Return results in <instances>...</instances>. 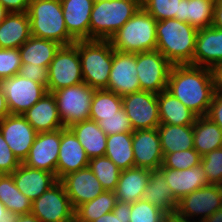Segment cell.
<instances>
[{
    "instance_id": "obj_1",
    "label": "cell",
    "mask_w": 222,
    "mask_h": 222,
    "mask_svg": "<svg viewBox=\"0 0 222 222\" xmlns=\"http://www.w3.org/2000/svg\"><path fill=\"white\" fill-rule=\"evenodd\" d=\"M166 90L198 117L206 116L214 95L210 68L173 65Z\"/></svg>"
},
{
    "instance_id": "obj_2",
    "label": "cell",
    "mask_w": 222,
    "mask_h": 222,
    "mask_svg": "<svg viewBox=\"0 0 222 222\" xmlns=\"http://www.w3.org/2000/svg\"><path fill=\"white\" fill-rule=\"evenodd\" d=\"M197 33L189 23L175 18L157 21L156 50L172 65H193Z\"/></svg>"
},
{
    "instance_id": "obj_3",
    "label": "cell",
    "mask_w": 222,
    "mask_h": 222,
    "mask_svg": "<svg viewBox=\"0 0 222 222\" xmlns=\"http://www.w3.org/2000/svg\"><path fill=\"white\" fill-rule=\"evenodd\" d=\"M27 14L31 36L52 40L62 46L76 42L66 29L60 0H31Z\"/></svg>"
},
{
    "instance_id": "obj_4",
    "label": "cell",
    "mask_w": 222,
    "mask_h": 222,
    "mask_svg": "<svg viewBox=\"0 0 222 222\" xmlns=\"http://www.w3.org/2000/svg\"><path fill=\"white\" fill-rule=\"evenodd\" d=\"M140 7L138 0H95L90 15V40H110Z\"/></svg>"
},
{
    "instance_id": "obj_5",
    "label": "cell",
    "mask_w": 222,
    "mask_h": 222,
    "mask_svg": "<svg viewBox=\"0 0 222 222\" xmlns=\"http://www.w3.org/2000/svg\"><path fill=\"white\" fill-rule=\"evenodd\" d=\"M156 24L143 7L131 17L109 40L113 49L138 53L156 50Z\"/></svg>"
},
{
    "instance_id": "obj_6",
    "label": "cell",
    "mask_w": 222,
    "mask_h": 222,
    "mask_svg": "<svg viewBox=\"0 0 222 222\" xmlns=\"http://www.w3.org/2000/svg\"><path fill=\"white\" fill-rule=\"evenodd\" d=\"M83 82L107 89L114 49L109 40H78Z\"/></svg>"
},
{
    "instance_id": "obj_7",
    "label": "cell",
    "mask_w": 222,
    "mask_h": 222,
    "mask_svg": "<svg viewBox=\"0 0 222 222\" xmlns=\"http://www.w3.org/2000/svg\"><path fill=\"white\" fill-rule=\"evenodd\" d=\"M95 88L86 83L54 91L58 115L64 128L90 119V108Z\"/></svg>"
},
{
    "instance_id": "obj_8",
    "label": "cell",
    "mask_w": 222,
    "mask_h": 222,
    "mask_svg": "<svg viewBox=\"0 0 222 222\" xmlns=\"http://www.w3.org/2000/svg\"><path fill=\"white\" fill-rule=\"evenodd\" d=\"M83 83L78 41L72 45L61 46L48 67L47 91Z\"/></svg>"
},
{
    "instance_id": "obj_9",
    "label": "cell",
    "mask_w": 222,
    "mask_h": 222,
    "mask_svg": "<svg viewBox=\"0 0 222 222\" xmlns=\"http://www.w3.org/2000/svg\"><path fill=\"white\" fill-rule=\"evenodd\" d=\"M172 66L158 50L136 53L140 91L159 94L166 90Z\"/></svg>"
},
{
    "instance_id": "obj_10",
    "label": "cell",
    "mask_w": 222,
    "mask_h": 222,
    "mask_svg": "<svg viewBox=\"0 0 222 222\" xmlns=\"http://www.w3.org/2000/svg\"><path fill=\"white\" fill-rule=\"evenodd\" d=\"M0 86L5 94L10 114L22 115L48 92L45 85L19 74L0 80Z\"/></svg>"
},
{
    "instance_id": "obj_11",
    "label": "cell",
    "mask_w": 222,
    "mask_h": 222,
    "mask_svg": "<svg viewBox=\"0 0 222 222\" xmlns=\"http://www.w3.org/2000/svg\"><path fill=\"white\" fill-rule=\"evenodd\" d=\"M31 213L41 222H74V209L59 180L32 202Z\"/></svg>"
},
{
    "instance_id": "obj_12",
    "label": "cell",
    "mask_w": 222,
    "mask_h": 222,
    "mask_svg": "<svg viewBox=\"0 0 222 222\" xmlns=\"http://www.w3.org/2000/svg\"><path fill=\"white\" fill-rule=\"evenodd\" d=\"M221 207L222 189L217 184H209L178 201L177 212L190 222H202Z\"/></svg>"
},
{
    "instance_id": "obj_13",
    "label": "cell",
    "mask_w": 222,
    "mask_h": 222,
    "mask_svg": "<svg viewBox=\"0 0 222 222\" xmlns=\"http://www.w3.org/2000/svg\"><path fill=\"white\" fill-rule=\"evenodd\" d=\"M122 102L133 130L155 129L160 125L157 94L138 91L122 96Z\"/></svg>"
},
{
    "instance_id": "obj_14",
    "label": "cell",
    "mask_w": 222,
    "mask_h": 222,
    "mask_svg": "<svg viewBox=\"0 0 222 222\" xmlns=\"http://www.w3.org/2000/svg\"><path fill=\"white\" fill-rule=\"evenodd\" d=\"M107 90L121 97L140 91L136 53L114 50Z\"/></svg>"
},
{
    "instance_id": "obj_15",
    "label": "cell",
    "mask_w": 222,
    "mask_h": 222,
    "mask_svg": "<svg viewBox=\"0 0 222 222\" xmlns=\"http://www.w3.org/2000/svg\"><path fill=\"white\" fill-rule=\"evenodd\" d=\"M4 140L18 160L23 163L37 135L23 115L9 114L0 120Z\"/></svg>"
},
{
    "instance_id": "obj_16",
    "label": "cell",
    "mask_w": 222,
    "mask_h": 222,
    "mask_svg": "<svg viewBox=\"0 0 222 222\" xmlns=\"http://www.w3.org/2000/svg\"><path fill=\"white\" fill-rule=\"evenodd\" d=\"M60 141L61 129L37 133L23 164L31 168L48 171L56 176Z\"/></svg>"
},
{
    "instance_id": "obj_17",
    "label": "cell",
    "mask_w": 222,
    "mask_h": 222,
    "mask_svg": "<svg viewBox=\"0 0 222 222\" xmlns=\"http://www.w3.org/2000/svg\"><path fill=\"white\" fill-rule=\"evenodd\" d=\"M59 181L63 184L74 210L105 191L89 167L69 173Z\"/></svg>"
},
{
    "instance_id": "obj_18",
    "label": "cell",
    "mask_w": 222,
    "mask_h": 222,
    "mask_svg": "<svg viewBox=\"0 0 222 222\" xmlns=\"http://www.w3.org/2000/svg\"><path fill=\"white\" fill-rule=\"evenodd\" d=\"M132 148L135 167L158 170L162 166L163 153L157 128L134 130Z\"/></svg>"
},
{
    "instance_id": "obj_19",
    "label": "cell",
    "mask_w": 222,
    "mask_h": 222,
    "mask_svg": "<svg viewBox=\"0 0 222 222\" xmlns=\"http://www.w3.org/2000/svg\"><path fill=\"white\" fill-rule=\"evenodd\" d=\"M89 160L74 133L69 128H61L60 150L56 167L57 180L69 173L88 167Z\"/></svg>"
},
{
    "instance_id": "obj_20",
    "label": "cell",
    "mask_w": 222,
    "mask_h": 222,
    "mask_svg": "<svg viewBox=\"0 0 222 222\" xmlns=\"http://www.w3.org/2000/svg\"><path fill=\"white\" fill-rule=\"evenodd\" d=\"M68 33L76 40H90V15L95 0H60Z\"/></svg>"
},
{
    "instance_id": "obj_21",
    "label": "cell",
    "mask_w": 222,
    "mask_h": 222,
    "mask_svg": "<svg viewBox=\"0 0 222 222\" xmlns=\"http://www.w3.org/2000/svg\"><path fill=\"white\" fill-rule=\"evenodd\" d=\"M159 170L163 173L166 183L171 188L177 201H180L184 196L193 191L210 184L201 164L183 170L172 168H159Z\"/></svg>"
},
{
    "instance_id": "obj_22",
    "label": "cell",
    "mask_w": 222,
    "mask_h": 222,
    "mask_svg": "<svg viewBox=\"0 0 222 222\" xmlns=\"http://www.w3.org/2000/svg\"><path fill=\"white\" fill-rule=\"evenodd\" d=\"M11 175L17 189L32 202L58 181L53 173L23 163Z\"/></svg>"
},
{
    "instance_id": "obj_23",
    "label": "cell",
    "mask_w": 222,
    "mask_h": 222,
    "mask_svg": "<svg viewBox=\"0 0 222 222\" xmlns=\"http://www.w3.org/2000/svg\"><path fill=\"white\" fill-rule=\"evenodd\" d=\"M222 62V29L214 26L198 30L193 65L211 68Z\"/></svg>"
},
{
    "instance_id": "obj_24",
    "label": "cell",
    "mask_w": 222,
    "mask_h": 222,
    "mask_svg": "<svg viewBox=\"0 0 222 222\" xmlns=\"http://www.w3.org/2000/svg\"><path fill=\"white\" fill-rule=\"evenodd\" d=\"M22 115L37 133L64 128L58 115L55 96L49 92Z\"/></svg>"
},
{
    "instance_id": "obj_25",
    "label": "cell",
    "mask_w": 222,
    "mask_h": 222,
    "mask_svg": "<svg viewBox=\"0 0 222 222\" xmlns=\"http://www.w3.org/2000/svg\"><path fill=\"white\" fill-rule=\"evenodd\" d=\"M149 176L150 170L146 168L133 167L122 170L114 191L117 201L132 204L143 199Z\"/></svg>"
},
{
    "instance_id": "obj_26",
    "label": "cell",
    "mask_w": 222,
    "mask_h": 222,
    "mask_svg": "<svg viewBox=\"0 0 222 222\" xmlns=\"http://www.w3.org/2000/svg\"><path fill=\"white\" fill-rule=\"evenodd\" d=\"M30 37L27 12H11L0 24V48H19Z\"/></svg>"
},
{
    "instance_id": "obj_27",
    "label": "cell",
    "mask_w": 222,
    "mask_h": 222,
    "mask_svg": "<svg viewBox=\"0 0 222 222\" xmlns=\"http://www.w3.org/2000/svg\"><path fill=\"white\" fill-rule=\"evenodd\" d=\"M69 129L77 137L89 159L105 156L107 135L96 121L84 120Z\"/></svg>"
},
{
    "instance_id": "obj_28",
    "label": "cell",
    "mask_w": 222,
    "mask_h": 222,
    "mask_svg": "<svg viewBox=\"0 0 222 222\" xmlns=\"http://www.w3.org/2000/svg\"><path fill=\"white\" fill-rule=\"evenodd\" d=\"M160 124L194 125L198 117L167 90L157 94Z\"/></svg>"
},
{
    "instance_id": "obj_29",
    "label": "cell",
    "mask_w": 222,
    "mask_h": 222,
    "mask_svg": "<svg viewBox=\"0 0 222 222\" xmlns=\"http://www.w3.org/2000/svg\"><path fill=\"white\" fill-rule=\"evenodd\" d=\"M61 46L55 41L31 36L19 47L21 64L30 63L31 66L49 67Z\"/></svg>"
},
{
    "instance_id": "obj_30",
    "label": "cell",
    "mask_w": 222,
    "mask_h": 222,
    "mask_svg": "<svg viewBox=\"0 0 222 222\" xmlns=\"http://www.w3.org/2000/svg\"><path fill=\"white\" fill-rule=\"evenodd\" d=\"M143 199L166 213L177 211L178 201L174 198L171 188L159 169L150 170L149 181L144 191Z\"/></svg>"
},
{
    "instance_id": "obj_31",
    "label": "cell",
    "mask_w": 222,
    "mask_h": 222,
    "mask_svg": "<svg viewBox=\"0 0 222 222\" xmlns=\"http://www.w3.org/2000/svg\"><path fill=\"white\" fill-rule=\"evenodd\" d=\"M157 130L163 154L194 148L193 125L160 124Z\"/></svg>"
},
{
    "instance_id": "obj_32",
    "label": "cell",
    "mask_w": 222,
    "mask_h": 222,
    "mask_svg": "<svg viewBox=\"0 0 222 222\" xmlns=\"http://www.w3.org/2000/svg\"><path fill=\"white\" fill-rule=\"evenodd\" d=\"M194 149L201 155L222 147V129L207 116H199L193 125Z\"/></svg>"
},
{
    "instance_id": "obj_33",
    "label": "cell",
    "mask_w": 222,
    "mask_h": 222,
    "mask_svg": "<svg viewBox=\"0 0 222 222\" xmlns=\"http://www.w3.org/2000/svg\"><path fill=\"white\" fill-rule=\"evenodd\" d=\"M215 0H181L179 21L187 22L197 30L213 24Z\"/></svg>"
},
{
    "instance_id": "obj_34",
    "label": "cell",
    "mask_w": 222,
    "mask_h": 222,
    "mask_svg": "<svg viewBox=\"0 0 222 222\" xmlns=\"http://www.w3.org/2000/svg\"><path fill=\"white\" fill-rule=\"evenodd\" d=\"M105 156L121 171L135 167L132 148V132H124L107 136Z\"/></svg>"
},
{
    "instance_id": "obj_35",
    "label": "cell",
    "mask_w": 222,
    "mask_h": 222,
    "mask_svg": "<svg viewBox=\"0 0 222 222\" xmlns=\"http://www.w3.org/2000/svg\"><path fill=\"white\" fill-rule=\"evenodd\" d=\"M0 201L14 214L31 213L32 201L17 189L11 174L0 175Z\"/></svg>"
},
{
    "instance_id": "obj_36",
    "label": "cell",
    "mask_w": 222,
    "mask_h": 222,
    "mask_svg": "<svg viewBox=\"0 0 222 222\" xmlns=\"http://www.w3.org/2000/svg\"><path fill=\"white\" fill-rule=\"evenodd\" d=\"M117 202L115 193L104 191L95 199L85 202L74 210V222H93L113 211Z\"/></svg>"
},
{
    "instance_id": "obj_37",
    "label": "cell",
    "mask_w": 222,
    "mask_h": 222,
    "mask_svg": "<svg viewBox=\"0 0 222 222\" xmlns=\"http://www.w3.org/2000/svg\"><path fill=\"white\" fill-rule=\"evenodd\" d=\"M123 108L122 97L107 89H96L90 108V120L97 123L102 117H110Z\"/></svg>"
},
{
    "instance_id": "obj_38",
    "label": "cell",
    "mask_w": 222,
    "mask_h": 222,
    "mask_svg": "<svg viewBox=\"0 0 222 222\" xmlns=\"http://www.w3.org/2000/svg\"><path fill=\"white\" fill-rule=\"evenodd\" d=\"M89 169L95 174L105 191L114 192L121 170L106 156L89 160Z\"/></svg>"
},
{
    "instance_id": "obj_39",
    "label": "cell",
    "mask_w": 222,
    "mask_h": 222,
    "mask_svg": "<svg viewBox=\"0 0 222 222\" xmlns=\"http://www.w3.org/2000/svg\"><path fill=\"white\" fill-rule=\"evenodd\" d=\"M180 1L144 0L141 6L157 21L174 18L179 20Z\"/></svg>"
},
{
    "instance_id": "obj_40",
    "label": "cell",
    "mask_w": 222,
    "mask_h": 222,
    "mask_svg": "<svg viewBox=\"0 0 222 222\" xmlns=\"http://www.w3.org/2000/svg\"><path fill=\"white\" fill-rule=\"evenodd\" d=\"M201 155L193 148L185 151L163 154V162L160 168H172L183 170L200 164Z\"/></svg>"
},
{
    "instance_id": "obj_41",
    "label": "cell",
    "mask_w": 222,
    "mask_h": 222,
    "mask_svg": "<svg viewBox=\"0 0 222 222\" xmlns=\"http://www.w3.org/2000/svg\"><path fill=\"white\" fill-rule=\"evenodd\" d=\"M166 212L140 199L131 204L130 222H161Z\"/></svg>"
},
{
    "instance_id": "obj_42",
    "label": "cell",
    "mask_w": 222,
    "mask_h": 222,
    "mask_svg": "<svg viewBox=\"0 0 222 222\" xmlns=\"http://www.w3.org/2000/svg\"><path fill=\"white\" fill-rule=\"evenodd\" d=\"M98 124L107 136L134 131L124 108L120 109V111L116 112L113 116L102 117V120L99 121Z\"/></svg>"
},
{
    "instance_id": "obj_43",
    "label": "cell",
    "mask_w": 222,
    "mask_h": 222,
    "mask_svg": "<svg viewBox=\"0 0 222 222\" xmlns=\"http://www.w3.org/2000/svg\"><path fill=\"white\" fill-rule=\"evenodd\" d=\"M200 164L210 184H218L222 177V147L206 153Z\"/></svg>"
},
{
    "instance_id": "obj_44",
    "label": "cell",
    "mask_w": 222,
    "mask_h": 222,
    "mask_svg": "<svg viewBox=\"0 0 222 222\" xmlns=\"http://www.w3.org/2000/svg\"><path fill=\"white\" fill-rule=\"evenodd\" d=\"M21 65L19 48H0V80L17 75Z\"/></svg>"
},
{
    "instance_id": "obj_45",
    "label": "cell",
    "mask_w": 222,
    "mask_h": 222,
    "mask_svg": "<svg viewBox=\"0 0 222 222\" xmlns=\"http://www.w3.org/2000/svg\"><path fill=\"white\" fill-rule=\"evenodd\" d=\"M21 164L4 140L0 130V175L13 173Z\"/></svg>"
},
{
    "instance_id": "obj_46",
    "label": "cell",
    "mask_w": 222,
    "mask_h": 222,
    "mask_svg": "<svg viewBox=\"0 0 222 222\" xmlns=\"http://www.w3.org/2000/svg\"><path fill=\"white\" fill-rule=\"evenodd\" d=\"M130 203L117 201L112 212L102 215L93 222H130Z\"/></svg>"
},
{
    "instance_id": "obj_47",
    "label": "cell",
    "mask_w": 222,
    "mask_h": 222,
    "mask_svg": "<svg viewBox=\"0 0 222 222\" xmlns=\"http://www.w3.org/2000/svg\"><path fill=\"white\" fill-rule=\"evenodd\" d=\"M18 74L47 87L48 67L31 66L30 63L22 64Z\"/></svg>"
},
{
    "instance_id": "obj_48",
    "label": "cell",
    "mask_w": 222,
    "mask_h": 222,
    "mask_svg": "<svg viewBox=\"0 0 222 222\" xmlns=\"http://www.w3.org/2000/svg\"><path fill=\"white\" fill-rule=\"evenodd\" d=\"M222 129V94L214 93L209 111L206 115Z\"/></svg>"
},
{
    "instance_id": "obj_49",
    "label": "cell",
    "mask_w": 222,
    "mask_h": 222,
    "mask_svg": "<svg viewBox=\"0 0 222 222\" xmlns=\"http://www.w3.org/2000/svg\"><path fill=\"white\" fill-rule=\"evenodd\" d=\"M31 0H0V3L11 12H27Z\"/></svg>"
},
{
    "instance_id": "obj_50",
    "label": "cell",
    "mask_w": 222,
    "mask_h": 222,
    "mask_svg": "<svg viewBox=\"0 0 222 222\" xmlns=\"http://www.w3.org/2000/svg\"><path fill=\"white\" fill-rule=\"evenodd\" d=\"M214 93L222 94V62L213 65L210 68Z\"/></svg>"
},
{
    "instance_id": "obj_51",
    "label": "cell",
    "mask_w": 222,
    "mask_h": 222,
    "mask_svg": "<svg viewBox=\"0 0 222 222\" xmlns=\"http://www.w3.org/2000/svg\"><path fill=\"white\" fill-rule=\"evenodd\" d=\"M212 26L222 29V0H215Z\"/></svg>"
},
{
    "instance_id": "obj_52",
    "label": "cell",
    "mask_w": 222,
    "mask_h": 222,
    "mask_svg": "<svg viewBox=\"0 0 222 222\" xmlns=\"http://www.w3.org/2000/svg\"><path fill=\"white\" fill-rule=\"evenodd\" d=\"M17 214L7 210L5 205L0 201V222H15Z\"/></svg>"
},
{
    "instance_id": "obj_53",
    "label": "cell",
    "mask_w": 222,
    "mask_h": 222,
    "mask_svg": "<svg viewBox=\"0 0 222 222\" xmlns=\"http://www.w3.org/2000/svg\"><path fill=\"white\" fill-rule=\"evenodd\" d=\"M161 222H190L177 211L166 213Z\"/></svg>"
},
{
    "instance_id": "obj_54",
    "label": "cell",
    "mask_w": 222,
    "mask_h": 222,
    "mask_svg": "<svg viewBox=\"0 0 222 222\" xmlns=\"http://www.w3.org/2000/svg\"><path fill=\"white\" fill-rule=\"evenodd\" d=\"M9 114H10V111L7 105L6 97L0 86V120L8 116Z\"/></svg>"
},
{
    "instance_id": "obj_55",
    "label": "cell",
    "mask_w": 222,
    "mask_h": 222,
    "mask_svg": "<svg viewBox=\"0 0 222 222\" xmlns=\"http://www.w3.org/2000/svg\"><path fill=\"white\" fill-rule=\"evenodd\" d=\"M15 222H41L34 214L18 215Z\"/></svg>"
},
{
    "instance_id": "obj_56",
    "label": "cell",
    "mask_w": 222,
    "mask_h": 222,
    "mask_svg": "<svg viewBox=\"0 0 222 222\" xmlns=\"http://www.w3.org/2000/svg\"><path fill=\"white\" fill-rule=\"evenodd\" d=\"M202 222H222V207L211 216L205 218Z\"/></svg>"
},
{
    "instance_id": "obj_57",
    "label": "cell",
    "mask_w": 222,
    "mask_h": 222,
    "mask_svg": "<svg viewBox=\"0 0 222 222\" xmlns=\"http://www.w3.org/2000/svg\"><path fill=\"white\" fill-rule=\"evenodd\" d=\"M10 12L0 3V24Z\"/></svg>"
},
{
    "instance_id": "obj_58",
    "label": "cell",
    "mask_w": 222,
    "mask_h": 222,
    "mask_svg": "<svg viewBox=\"0 0 222 222\" xmlns=\"http://www.w3.org/2000/svg\"><path fill=\"white\" fill-rule=\"evenodd\" d=\"M217 185L222 189V177Z\"/></svg>"
}]
</instances>
